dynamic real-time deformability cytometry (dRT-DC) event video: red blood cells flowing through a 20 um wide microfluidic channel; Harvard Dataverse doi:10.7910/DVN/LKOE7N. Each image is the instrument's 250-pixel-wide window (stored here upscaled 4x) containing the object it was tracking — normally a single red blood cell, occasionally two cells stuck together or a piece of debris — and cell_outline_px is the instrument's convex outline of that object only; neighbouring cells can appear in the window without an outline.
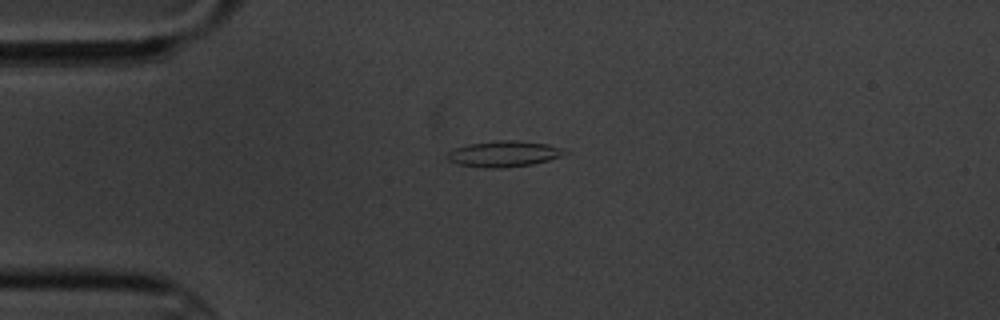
{"species": "common noctule bat (a hibernating species)", "species_latin": "Nyctalus noctula", "temperature_condition": "cold", "stored_images_in_passage": 4, "camera_frame_rate_fps": 3000, "um_per_image_px": 0.085, "animal": {"sex": "male", "body_mass_g": 20.1, "forearm_length_mm": 53.5}, "frame": {"image": 1, "passage_image": 3, "time_ms": 2.333, "image_size_px": [1000, 320], "cell_outline_px": [[568, 152], [560, 156], [548, 160], [532, 164], [500, 168], [492, 168], [460, 164], [448, 160], [444, 156], [444, 152], [452, 148], [468, 144], [500, 140], [516, 140], [548, 144], [564, 148]], "centroid_in_image_um": [42.78, 13.06], "position_along_channel_um": 42.2, "area_um2": 17.8}}